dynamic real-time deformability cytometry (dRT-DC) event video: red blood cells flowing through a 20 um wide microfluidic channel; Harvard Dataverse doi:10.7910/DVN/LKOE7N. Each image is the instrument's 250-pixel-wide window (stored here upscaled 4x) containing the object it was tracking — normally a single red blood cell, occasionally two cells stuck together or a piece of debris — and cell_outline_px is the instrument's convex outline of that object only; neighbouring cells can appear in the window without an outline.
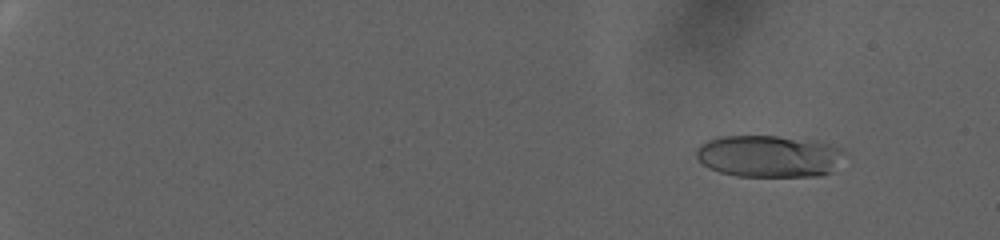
{"species": "human", "species_latin": "Homo sapiens", "temperature_condition": "warm", "stored_images_in_passage": 39, "camera_frame_rate_fps": 3000, "um_per_image_px": 0.085, "donor": {"sex": "female"}, "frame": {"image": 1, "passage_image": 10, "time_ms": 3.0, "image_size_px": [1000, 240], "cell_outline_px": [[848, 152], [832, 172], [820, 176], [736, 176], [720, 172], [708, 168], [696, 156], [696, 148], [700, 144], [716, 136], [776, 136], [820, 140], [844, 148]], "centroid_in_image_um": [65.44, 13.26], "position_along_channel_um": 19.6, "area_um2": 36.99}}
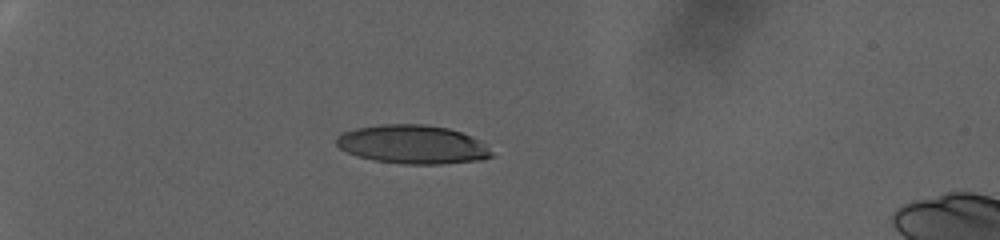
{"frame": {"image": 2, "passage_image": 28, "time_ms": 9.0, "image_size_px": [1000, 240], "cell_outline_px": [[496, 156], [480, 160], [440, 164], [400, 164], [376, 160], [356, 156], [340, 148], [336, 144], [336, 136], [340, 132], [356, 128], [380, 124], [424, 124], [448, 128], [472, 136], [480, 140]], "centroid_in_image_um": [35.06, 12.27], "position_along_channel_um": 49.9, "area_um2": 35.2}}
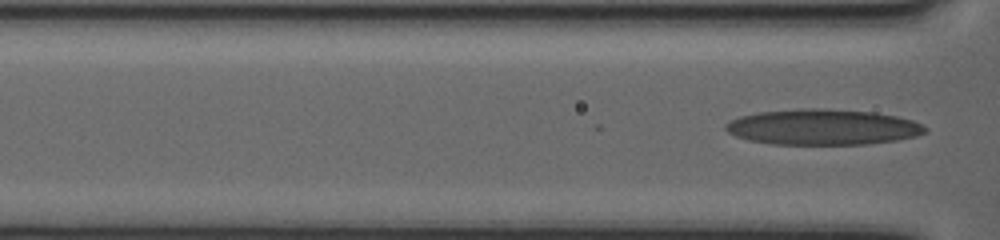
{"frame": {"image": 3, "passage_image": 39, "time_ms": 12.667, "image_size_px": [1000, 240], "cell_outline_px": [[928, 128], [924, 132], [916, 136], [896, 140], [864, 144], [772, 144], [748, 140], [736, 136], [728, 132], [724, 128], [724, 124], [740, 116], [760, 112], [804, 108], [824, 108], [872, 112], [896, 116], [912, 120]], "centroid_in_image_um": [69.91, 10.8], "position_along_channel_um": 96.7, "area_um2": 41.27}}